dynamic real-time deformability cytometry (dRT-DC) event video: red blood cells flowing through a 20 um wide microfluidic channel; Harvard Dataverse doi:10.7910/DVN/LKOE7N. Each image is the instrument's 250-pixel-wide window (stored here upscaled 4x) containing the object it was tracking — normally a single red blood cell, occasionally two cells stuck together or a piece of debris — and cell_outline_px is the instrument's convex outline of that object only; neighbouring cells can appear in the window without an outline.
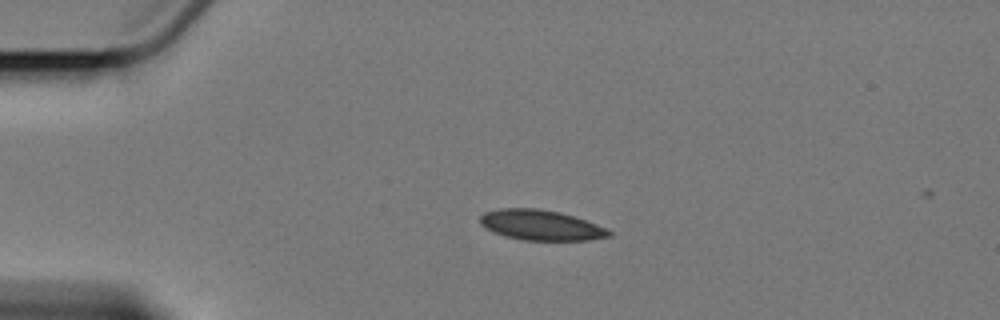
{"species": "Egyptian fruit bat (a non-hibernating species)", "species_latin": "Rousettus aegyptiacus", "temperature_condition": "cold", "stored_images_in_passage": 3, "camera_frame_rate_fps": 3000, "um_per_image_px": 0.085, "animal": {"sex": "female"}, "frame": {"image": 1, "passage_image": 1, "time_ms": 0.0, "image_size_px": [1000, 320], "cell_outline_px": [[612, 236], [588, 240], [524, 240], [504, 236], [484, 228], [480, 224], [480, 216], [484, 212], [500, 208], [536, 208], [560, 212], [596, 224], [612, 232]], "centroid_in_image_um": [45.93, 19.13], "position_along_channel_um": 39.1, "area_um2": 22.66}}